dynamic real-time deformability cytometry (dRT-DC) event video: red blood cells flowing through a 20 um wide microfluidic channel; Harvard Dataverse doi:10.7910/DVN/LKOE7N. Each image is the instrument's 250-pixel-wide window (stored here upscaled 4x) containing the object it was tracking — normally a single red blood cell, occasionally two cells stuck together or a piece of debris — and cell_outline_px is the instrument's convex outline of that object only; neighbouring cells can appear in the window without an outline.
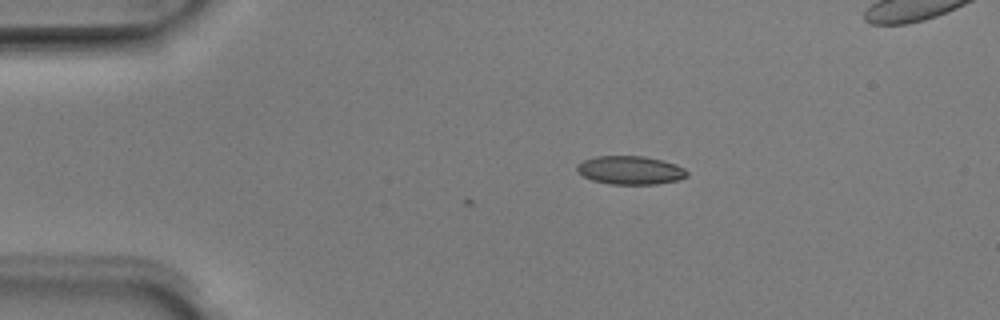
{"species": "Egyptian fruit bat (a non-hibernating species)", "species_latin": "Rousettus aegyptiacus", "temperature_condition": "room temperature", "stored_images_in_passage": 3, "camera_frame_rate_fps": 3000, "um_per_image_px": 0.085, "animal": {"sex": "male"}, "frame": {"image": 1, "passage_image": 3, "time_ms": 0.667, "image_size_px": [1000, 320], "cell_outline_px": [[688, 176], [676, 180], [656, 184], [612, 184], [592, 180], [576, 172], [576, 164], [584, 160], [596, 156], [644, 156], [676, 164], [684, 168], [688, 172]], "centroid_in_image_um": [53.55, 14.46], "position_along_channel_um": 31.5, "area_um2": 18.21}}